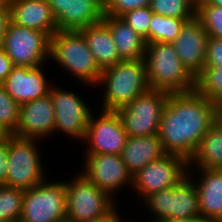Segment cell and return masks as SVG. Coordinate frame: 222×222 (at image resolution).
I'll list each match as a JSON object with an SVG mask.
<instances>
[{
    "label": "cell",
    "mask_w": 222,
    "mask_h": 222,
    "mask_svg": "<svg viewBox=\"0 0 222 222\" xmlns=\"http://www.w3.org/2000/svg\"><path fill=\"white\" fill-rule=\"evenodd\" d=\"M209 34L195 16L183 25L172 42L182 64L196 78L204 69Z\"/></svg>",
    "instance_id": "cell-15"
},
{
    "label": "cell",
    "mask_w": 222,
    "mask_h": 222,
    "mask_svg": "<svg viewBox=\"0 0 222 222\" xmlns=\"http://www.w3.org/2000/svg\"><path fill=\"white\" fill-rule=\"evenodd\" d=\"M153 12L150 7L137 8L121 16L148 44V31Z\"/></svg>",
    "instance_id": "cell-31"
},
{
    "label": "cell",
    "mask_w": 222,
    "mask_h": 222,
    "mask_svg": "<svg viewBox=\"0 0 222 222\" xmlns=\"http://www.w3.org/2000/svg\"><path fill=\"white\" fill-rule=\"evenodd\" d=\"M189 161L181 156L166 154L132 175V188L141 200L152 193L171 188L191 171Z\"/></svg>",
    "instance_id": "cell-11"
},
{
    "label": "cell",
    "mask_w": 222,
    "mask_h": 222,
    "mask_svg": "<svg viewBox=\"0 0 222 222\" xmlns=\"http://www.w3.org/2000/svg\"><path fill=\"white\" fill-rule=\"evenodd\" d=\"M49 94L54 106V133L62 132L67 137L84 140L92 114L89 105L74 91L52 86Z\"/></svg>",
    "instance_id": "cell-12"
},
{
    "label": "cell",
    "mask_w": 222,
    "mask_h": 222,
    "mask_svg": "<svg viewBox=\"0 0 222 222\" xmlns=\"http://www.w3.org/2000/svg\"><path fill=\"white\" fill-rule=\"evenodd\" d=\"M103 20L108 24L120 60L143 59L147 45L143 37L121 17L104 15Z\"/></svg>",
    "instance_id": "cell-22"
},
{
    "label": "cell",
    "mask_w": 222,
    "mask_h": 222,
    "mask_svg": "<svg viewBox=\"0 0 222 222\" xmlns=\"http://www.w3.org/2000/svg\"><path fill=\"white\" fill-rule=\"evenodd\" d=\"M151 0H104V15L121 17L137 8L148 7Z\"/></svg>",
    "instance_id": "cell-32"
},
{
    "label": "cell",
    "mask_w": 222,
    "mask_h": 222,
    "mask_svg": "<svg viewBox=\"0 0 222 222\" xmlns=\"http://www.w3.org/2000/svg\"><path fill=\"white\" fill-rule=\"evenodd\" d=\"M185 22V19L165 17L153 13L148 31V43H172L180 34Z\"/></svg>",
    "instance_id": "cell-25"
},
{
    "label": "cell",
    "mask_w": 222,
    "mask_h": 222,
    "mask_svg": "<svg viewBox=\"0 0 222 222\" xmlns=\"http://www.w3.org/2000/svg\"><path fill=\"white\" fill-rule=\"evenodd\" d=\"M41 66H14L2 83L6 92L21 106L49 94L50 84ZM49 83V84H48Z\"/></svg>",
    "instance_id": "cell-18"
},
{
    "label": "cell",
    "mask_w": 222,
    "mask_h": 222,
    "mask_svg": "<svg viewBox=\"0 0 222 222\" xmlns=\"http://www.w3.org/2000/svg\"><path fill=\"white\" fill-rule=\"evenodd\" d=\"M14 67L12 61L6 52L0 48V84H2L5 79L8 77L12 68Z\"/></svg>",
    "instance_id": "cell-36"
},
{
    "label": "cell",
    "mask_w": 222,
    "mask_h": 222,
    "mask_svg": "<svg viewBox=\"0 0 222 222\" xmlns=\"http://www.w3.org/2000/svg\"><path fill=\"white\" fill-rule=\"evenodd\" d=\"M168 96L169 93L163 90L149 89L119 109L117 112L127 135L142 137L158 134Z\"/></svg>",
    "instance_id": "cell-7"
},
{
    "label": "cell",
    "mask_w": 222,
    "mask_h": 222,
    "mask_svg": "<svg viewBox=\"0 0 222 222\" xmlns=\"http://www.w3.org/2000/svg\"><path fill=\"white\" fill-rule=\"evenodd\" d=\"M24 190L0 185V222H19L22 216Z\"/></svg>",
    "instance_id": "cell-26"
},
{
    "label": "cell",
    "mask_w": 222,
    "mask_h": 222,
    "mask_svg": "<svg viewBox=\"0 0 222 222\" xmlns=\"http://www.w3.org/2000/svg\"><path fill=\"white\" fill-rule=\"evenodd\" d=\"M160 222H212V221L205 219L202 216H199L198 218H194V219L166 220V221H160Z\"/></svg>",
    "instance_id": "cell-38"
},
{
    "label": "cell",
    "mask_w": 222,
    "mask_h": 222,
    "mask_svg": "<svg viewBox=\"0 0 222 222\" xmlns=\"http://www.w3.org/2000/svg\"><path fill=\"white\" fill-rule=\"evenodd\" d=\"M10 21V11L7 0L0 4V48L2 47L8 22Z\"/></svg>",
    "instance_id": "cell-35"
},
{
    "label": "cell",
    "mask_w": 222,
    "mask_h": 222,
    "mask_svg": "<svg viewBox=\"0 0 222 222\" xmlns=\"http://www.w3.org/2000/svg\"><path fill=\"white\" fill-rule=\"evenodd\" d=\"M60 222H74V221H71V220H69V219H64V220H62V221H60Z\"/></svg>",
    "instance_id": "cell-41"
},
{
    "label": "cell",
    "mask_w": 222,
    "mask_h": 222,
    "mask_svg": "<svg viewBox=\"0 0 222 222\" xmlns=\"http://www.w3.org/2000/svg\"><path fill=\"white\" fill-rule=\"evenodd\" d=\"M154 14L189 21L196 16V0H151Z\"/></svg>",
    "instance_id": "cell-27"
},
{
    "label": "cell",
    "mask_w": 222,
    "mask_h": 222,
    "mask_svg": "<svg viewBox=\"0 0 222 222\" xmlns=\"http://www.w3.org/2000/svg\"><path fill=\"white\" fill-rule=\"evenodd\" d=\"M55 114L51 95L32 100L20 106L17 137L45 140V137L54 135Z\"/></svg>",
    "instance_id": "cell-17"
},
{
    "label": "cell",
    "mask_w": 222,
    "mask_h": 222,
    "mask_svg": "<svg viewBox=\"0 0 222 222\" xmlns=\"http://www.w3.org/2000/svg\"><path fill=\"white\" fill-rule=\"evenodd\" d=\"M193 176V177H191ZM194 174H188L175 186L152 193L143 201L147 213H152V222L194 219L200 215L198 191ZM154 215V216H153Z\"/></svg>",
    "instance_id": "cell-5"
},
{
    "label": "cell",
    "mask_w": 222,
    "mask_h": 222,
    "mask_svg": "<svg viewBox=\"0 0 222 222\" xmlns=\"http://www.w3.org/2000/svg\"><path fill=\"white\" fill-rule=\"evenodd\" d=\"M104 85L101 110L118 111L150 87L143 59L121 60L103 70L97 86Z\"/></svg>",
    "instance_id": "cell-3"
},
{
    "label": "cell",
    "mask_w": 222,
    "mask_h": 222,
    "mask_svg": "<svg viewBox=\"0 0 222 222\" xmlns=\"http://www.w3.org/2000/svg\"><path fill=\"white\" fill-rule=\"evenodd\" d=\"M7 3L14 24L37 29L50 37L58 31L57 19L47 0H7Z\"/></svg>",
    "instance_id": "cell-19"
},
{
    "label": "cell",
    "mask_w": 222,
    "mask_h": 222,
    "mask_svg": "<svg viewBox=\"0 0 222 222\" xmlns=\"http://www.w3.org/2000/svg\"><path fill=\"white\" fill-rule=\"evenodd\" d=\"M47 180L24 190L19 222H60L67 219L65 181Z\"/></svg>",
    "instance_id": "cell-10"
},
{
    "label": "cell",
    "mask_w": 222,
    "mask_h": 222,
    "mask_svg": "<svg viewBox=\"0 0 222 222\" xmlns=\"http://www.w3.org/2000/svg\"><path fill=\"white\" fill-rule=\"evenodd\" d=\"M5 134L0 130V139L4 136Z\"/></svg>",
    "instance_id": "cell-42"
},
{
    "label": "cell",
    "mask_w": 222,
    "mask_h": 222,
    "mask_svg": "<svg viewBox=\"0 0 222 222\" xmlns=\"http://www.w3.org/2000/svg\"><path fill=\"white\" fill-rule=\"evenodd\" d=\"M20 105L0 84V130L5 135H13L19 123Z\"/></svg>",
    "instance_id": "cell-29"
},
{
    "label": "cell",
    "mask_w": 222,
    "mask_h": 222,
    "mask_svg": "<svg viewBox=\"0 0 222 222\" xmlns=\"http://www.w3.org/2000/svg\"><path fill=\"white\" fill-rule=\"evenodd\" d=\"M196 17L205 27L209 37L222 38V7L203 5L196 0Z\"/></svg>",
    "instance_id": "cell-30"
},
{
    "label": "cell",
    "mask_w": 222,
    "mask_h": 222,
    "mask_svg": "<svg viewBox=\"0 0 222 222\" xmlns=\"http://www.w3.org/2000/svg\"><path fill=\"white\" fill-rule=\"evenodd\" d=\"M65 189L67 219L74 222H92L116 204V200L88 181L81 172L65 181Z\"/></svg>",
    "instance_id": "cell-9"
},
{
    "label": "cell",
    "mask_w": 222,
    "mask_h": 222,
    "mask_svg": "<svg viewBox=\"0 0 222 222\" xmlns=\"http://www.w3.org/2000/svg\"><path fill=\"white\" fill-rule=\"evenodd\" d=\"M38 140L8 135L9 167L6 186L27 190L46 179Z\"/></svg>",
    "instance_id": "cell-6"
},
{
    "label": "cell",
    "mask_w": 222,
    "mask_h": 222,
    "mask_svg": "<svg viewBox=\"0 0 222 222\" xmlns=\"http://www.w3.org/2000/svg\"><path fill=\"white\" fill-rule=\"evenodd\" d=\"M217 120L222 124V101L217 104Z\"/></svg>",
    "instance_id": "cell-40"
},
{
    "label": "cell",
    "mask_w": 222,
    "mask_h": 222,
    "mask_svg": "<svg viewBox=\"0 0 222 222\" xmlns=\"http://www.w3.org/2000/svg\"><path fill=\"white\" fill-rule=\"evenodd\" d=\"M196 90L213 103L222 101V65L204 67L196 77Z\"/></svg>",
    "instance_id": "cell-28"
},
{
    "label": "cell",
    "mask_w": 222,
    "mask_h": 222,
    "mask_svg": "<svg viewBox=\"0 0 222 222\" xmlns=\"http://www.w3.org/2000/svg\"><path fill=\"white\" fill-rule=\"evenodd\" d=\"M80 31L102 71L121 61L108 24L104 20L91 24Z\"/></svg>",
    "instance_id": "cell-23"
},
{
    "label": "cell",
    "mask_w": 222,
    "mask_h": 222,
    "mask_svg": "<svg viewBox=\"0 0 222 222\" xmlns=\"http://www.w3.org/2000/svg\"><path fill=\"white\" fill-rule=\"evenodd\" d=\"M82 175L94 183L100 190L113 197L117 191L132 186V174L128 171L121 155L115 154H84ZM115 192V193H114ZM114 194V195H113Z\"/></svg>",
    "instance_id": "cell-14"
},
{
    "label": "cell",
    "mask_w": 222,
    "mask_h": 222,
    "mask_svg": "<svg viewBox=\"0 0 222 222\" xmlns=\"http://www.w3.org/2000/svg\"><path fill=\"white\" fill-rule=\"evenodd\" d=\"M2 49L14 66L37 67L50 59V36L37 29L8 22Z\"/></svg>",
    "instance_id": "cell-8"
},
{
    "label": "cell",
    "mask_w": 222,
    "mask_h": 222,
    "mask_svg": "<svg viewBox=\"0 0 222 222\" xmlns=\"http://www.w3.org/2000/svg\"><path fill=\"white\" fill-rule=\"evenodd\" d=\"M222 65V38L209 37L207 44L206 63L204 67Z\"/></svg>",
    "instance_id": "cell-33"
},
{
    "label": "cell",
    "mask_w": 222,
    "mask_h": 222,
    "mask_svg": "<svg viewBox=\"0 0 222 222\" xmlns=\"http://www.w3.org/2000/svg\"><path fill=\"white\" fill-rule=\"evenodd\" d=\"M58 30L80 31L104 18V0H47Z\"/></svg>",
    "instance_id": "cell-16"
},
{
    "label": "cell",
    "mask_w": 222,
    "mask_h": 222,
    "mask_svg": "<svg viewBox=\"0 0 222 222\" xmlns=\"http://www.w3.org/2000/svg\"><path fill=\"white\" fill-rule=\"evenodd\" d=\"M217 121V104L196 89L169 93L158 136L167 154L194 156L201 139Z\"/></svg>",
    "instance_id": "cell-1"
},
{
    "label": "cell",
    "mask_w": 222,
    "mask_h": 222,
    "mask_svg": "<svg viewBox=\"0 0 222 222\" xmlns=\"http://www.w3.org/2000/svg\"><path fill=\"white\" fill-rule=\"evenodd\" d=\"M100 111L99 116L89 118L83 140L88 144L86 154L121 155L128 138L122 119L117 111Z\"/></svg>",
    "instance_id": "cell-13"
},
{
    "label": "cell",
    "mask_w": 222,
    "mask_h": 222,
    "mask_svg": "<svg viewBox=\"0 0 222 222\" xmlns=\"http://www.w3.org/2000/svg\"><path fill=\"white\" fill-rule=\"evenodd\" d=\"M203 5H214L222 7V0H199Z\"/></svg>",
    "instance_id": "cell-39"
},
{
    "label": "cell",
    "mask_w": 222,
    "mask_h": 222,
    "mask_svg": "<svg viewBox=\"0 0 222 222\" xmlns=\"http://www.w3.org/2000/svg\"><path fill=\"white\" fill-rule=\"evenodd\" d=\"M50 59L71 73L77 81L93 87L102 70L89 50L81 31L58 30L50 37ZM92 85V86H91Z\"/></svg>",
    "instance_id": "cell-4"
},
{
    "label": "cell",
    "mask_w": 222,
    "mask_h": 222,
    "mask_svg": "<svg viewBox=\"0 0 222 222\" xmlns=\"http://www.w3.org/2000/svg\"><path fill=\"white\" fill-rule=\"evenodd\" d=\"M8 167V135H4L0 139V185H6V175Z\"/></svg>",
    "instance_id": "cell-34"
},
{
    "label": "cell",
    "mask_w": 222,
    "mask_h": 222,
    "mask_svg": "<svg viewBox=\"0 0 222 222\" xmlns=\"http://www.w3.org/2000/svg\"><path fill=\"white\" fill-rule=\"evenodd\" d=\"M195 169H198L202 175L198 176L200 180L195 181L200 215L212 222H220L222 219V169Z\"/></svg>",
    "instance_id": "cell-20"
},
{
    "label": "cell",
    "mask_w": 222,
    "mask_h": 222,
    "mask_svg": "<svg viewBox=\"0 0 222 222\" xmlns=\"http://www.w3.org/2000/svg\"><path fill=\"white\" fill-rule=\"evenodd\" d=\"M117 203L104 215L95 218L92 222H124L117 210ZM119 213V214H118Z\"/></svg>",
    "instance_id": "cell-37"
},
{
    "label": "cell",
    "mask_w": 222,
    "mask_h": 222,
    "mask_svg": "<svg viewBox=\"0 0 222 222\" xmlns=\"http://www.w3.org/2000/svg\"><path fill=\"white\" fill-rule=\"evenodd\" d=\"M143 60L150 89L168 93L196 89V78L179 60L172 43H148Z\"/></svg>",
    "instance_id": "cell-2"
},
{
    "label": "cell",
    "mask_w": 222,
    "mask_h": 222,
    "mask_svg": "<svg viewBox=\"0 0 222 222\" xmlns=\"http://www.w3.org/2000/svg\"><path fill=\"white\" fill-rule=\"evenodd\" d=\"M167 153L158 134L153 136H128L122 151V160L128 171L134 175L150 162L162 158Z\"/></svg>",
    "instance_id": "cell-21"
},
{
    "label": "cell",
    "mask_w": 222,
    "mask_h": 222,
    "mask_svg": "<svg viewBox=\"0 0 222 222\" xmlns=\"http://www.w3.org/2000/svg\"><path fill=\"white\" fill-rule=\"evenodd\" d=\"M222 169V124L217 120L203 136L189 168Z\"/></svg>",
    "instance_id": "cell-24"
}]
</instances>
